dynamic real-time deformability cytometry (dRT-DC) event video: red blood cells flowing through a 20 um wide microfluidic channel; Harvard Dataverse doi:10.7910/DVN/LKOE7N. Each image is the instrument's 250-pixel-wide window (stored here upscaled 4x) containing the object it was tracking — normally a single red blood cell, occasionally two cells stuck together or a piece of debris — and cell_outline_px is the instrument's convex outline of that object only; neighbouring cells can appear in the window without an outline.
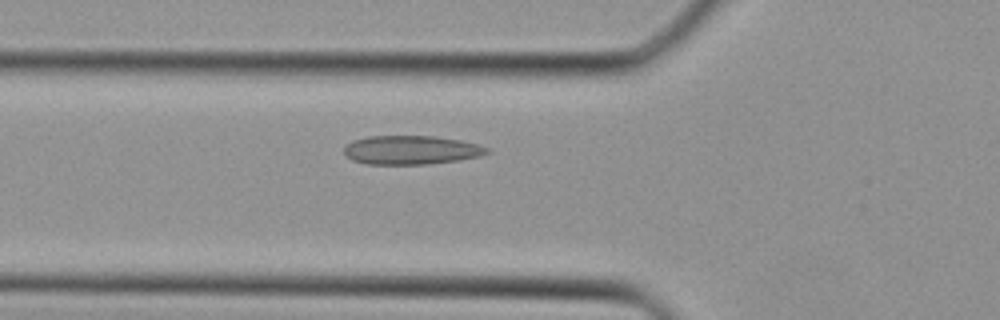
{"species": "Egyptian fruit bat (a non-hibernating species)", "species_latin": "Rousettus aegyptiacus", "temperature_condition": "cold", "stored_images_in_passage": 39, "camera_frame_rate_fps": 3000, "um_per_image_px": 0.085, "animal": {"sex": "female"}, "frame": {"image": 1, "passage_image": 14, "time_ms": 4.333, "image_size_px": [1000, 320], "cell_outline_px": [[492, 152], [480, 156], [460, 160], [428, 164], [368, 164], [352, 160], [344, 152], [344, 148], [352, 140], [368, 136], [436, 136], [460, 140], [492, 148]], "centroid_in_image_um": [35.0, 12.75], "position_along_channel_um": 90.8, "area_um2": 24.16}}
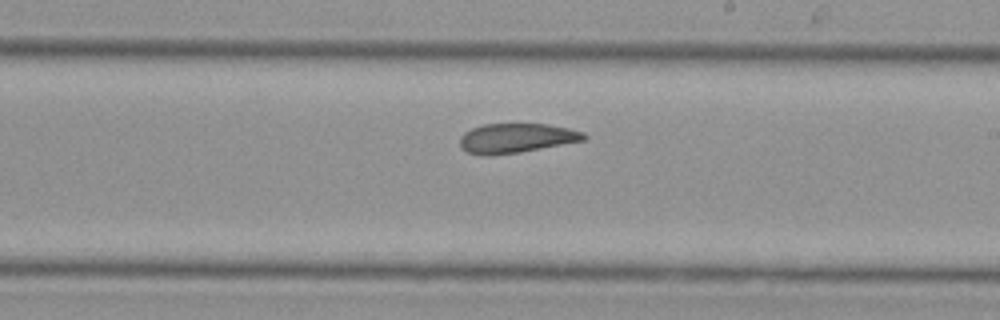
{"frame": {"image": 2, "passage_image": 23, "time_ms": 7.333, "image_size_px": [1000, 320], "cell_outline_px": [[588, 140], [520, 152], [488, 156], [480, 156], [468, 152], [460, 148], [460, 136], [464, 132], [472, 128], [484, 124], [548, 124], [568, 128], [584, 132], [588, 136]], "centroid_in_image_um": [43.9, 11.75], "position_along_channel_um": 245.1, "area_um2": 21.62}}
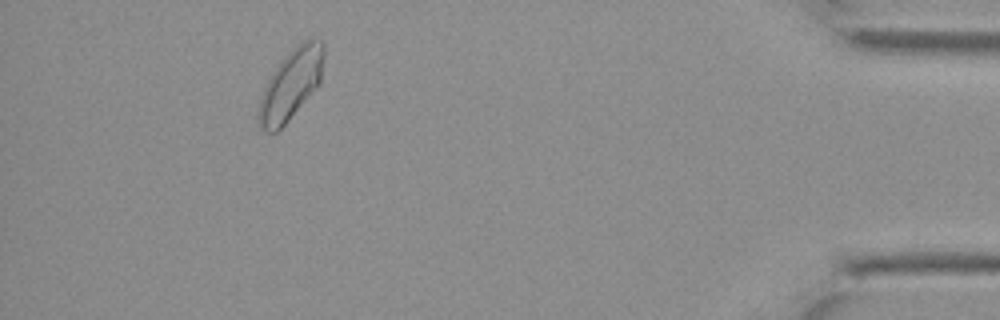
{"frame": {"image": 3, "passage_image": 36, "time_ms": 11.667, "image_size_px": [1000, 320], "cell_outline_px": [[324, 56], [320, 84], [288, 120], [276, 132], [268, 132], [260, 128], [256, 116], [260, 100], [264, 88], [272, 72], [280, 60], [300, 40], [320, 40], [324, 44]], "centroid_in_image_um": [24.72, 7.16], "position_along_channel_um": 410.5, "area_um2": 26.7}}